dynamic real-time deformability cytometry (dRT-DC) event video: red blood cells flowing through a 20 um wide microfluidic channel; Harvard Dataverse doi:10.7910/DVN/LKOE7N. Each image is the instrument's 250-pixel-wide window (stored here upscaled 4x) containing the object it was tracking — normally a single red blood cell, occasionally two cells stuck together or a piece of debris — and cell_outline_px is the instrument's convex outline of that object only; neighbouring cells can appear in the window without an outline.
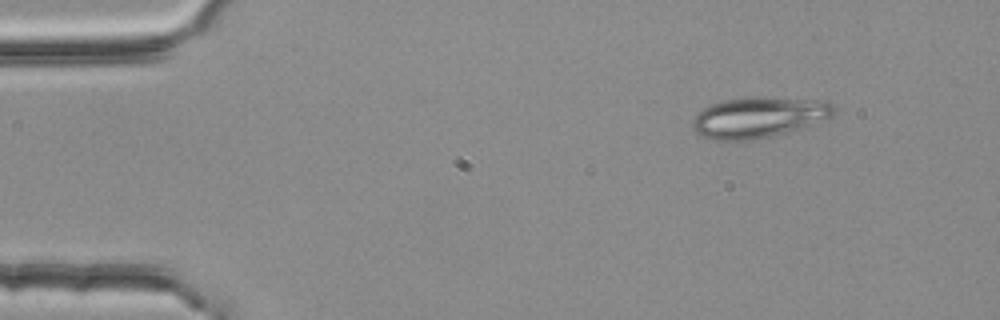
{"species": "common noctule bat (a hibernating species)", "species_latin": "Nyctalus noctula", "temperature_condition": "room temperature", "stored_images_in_passage": 3, "camera_frame_rate_fps": 3000, "um_per_image_px": 0.085, "animal": {"sex": "female", "body_mass_g": 25.1}, "frame": {"image": 1, "passage_image": 1, "time_ms": 0.0, "image_size_px": [1000, 320], "cell_outline_px": [[836, 112], [832, 116], [800, 128], [752, 140], [716, 140], [704, 136], [696, 132], [692, 128], [692, 116], [704, 108], [712, 104], [724, 100], [748, 96], [764, 96], [828, 100], [832, 104]], "centroid_in_image_um": [64.48, 9.93], "position_along_channel_um": 20.5, "area_um2": 33.7}}